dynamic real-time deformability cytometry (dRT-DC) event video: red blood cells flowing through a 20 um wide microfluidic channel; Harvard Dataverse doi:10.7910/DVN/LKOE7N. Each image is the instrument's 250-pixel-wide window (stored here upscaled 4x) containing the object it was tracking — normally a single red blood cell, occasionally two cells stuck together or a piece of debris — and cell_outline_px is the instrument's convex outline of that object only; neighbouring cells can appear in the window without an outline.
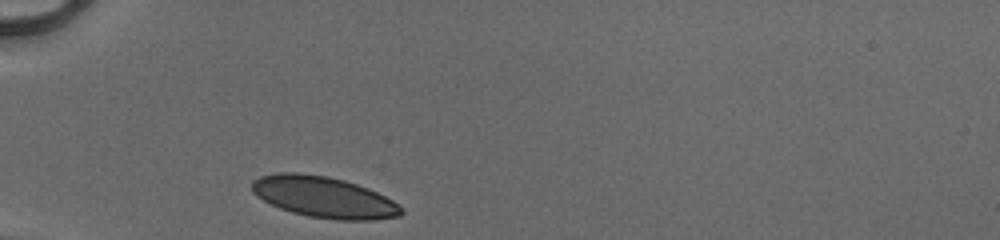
{"species": "human", "species_latin": "Homo sapiens", "temperature_condition": "cold", "stored_images_in_passage": 27, "camera_frame_rate_fps": 3000, "um_per_image_px": 0.085, "donor": {"sex": "male"}, "frame": {"image": 1, "passage_image": 1, "time_ms": 0.0, "image_size_px": [1000, 240], "cell_outline_px": [[404, 212], [400, 216], [372, 220], [336, 220], [308, 216], [292, 212], [280, 208], [256, 196], [252, 192], [252, 180], [260, 176], [280, 172], [300, 172], [328, 176], [344, 180], [368, 188], [392, 200]], "centroid_in_image_um": [27.5, 16.75], "position_along_channel_um": 57.5, "area_um2": 35.72}}
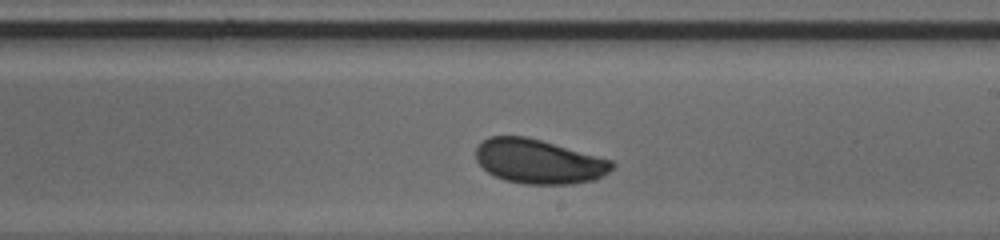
{"frame": {"image": 2, "passage_image": 16, "time_ms": 5.0, "image_size_px": [1000, 240], "cell_outline_px": [[616, 164], [604, 176], [592, 180], [572, 184], [524, 184], [504, 180], [488, 172], [476, 160], [476, 144], [488, 136], [524, 136], [540, 140], [612, 160]], "centroid_in_image_um": [45.77, 13.72], "position_along_channel_um": 243.2, "area_um2": 35.14}}
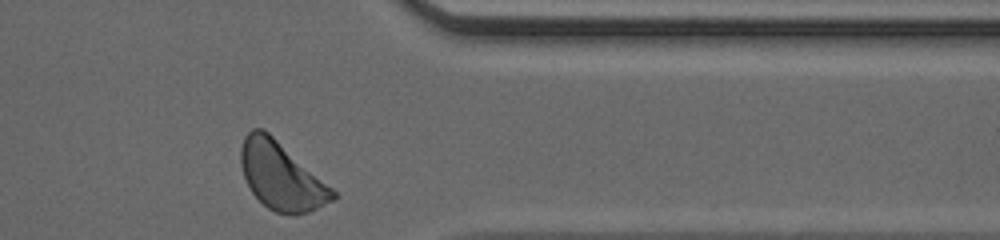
{"frame": {"image": 3, "passage_image": 27, "time_ms": 8.667, "image_size_px": [1000, 240], "cell_outline_px": [[336, 200], [308, 212], [292, 216], [276, 212], [268, 208], [252, 192], [244, 176], [240, 164], [240, 148], [244, 136], [252, 128], [260, 128], [268, 132], [332, 188], [336, 192]], "centroid_in_image_um": [23.89, 14.98], "position_along_channel_um": 387.5, "area_um2": 35.84}, "authors_computed_cell_mechanics": {"area_um2": 35.7204, "velocity_mm_per_s": 4.0821, "shape_relaxation_time_tau1_ms": 2.4742, "shape_relaxation_time_tau2_ms": null, "deformation_change_tau1": 0.0923, "deformation_change_tau2": null}}